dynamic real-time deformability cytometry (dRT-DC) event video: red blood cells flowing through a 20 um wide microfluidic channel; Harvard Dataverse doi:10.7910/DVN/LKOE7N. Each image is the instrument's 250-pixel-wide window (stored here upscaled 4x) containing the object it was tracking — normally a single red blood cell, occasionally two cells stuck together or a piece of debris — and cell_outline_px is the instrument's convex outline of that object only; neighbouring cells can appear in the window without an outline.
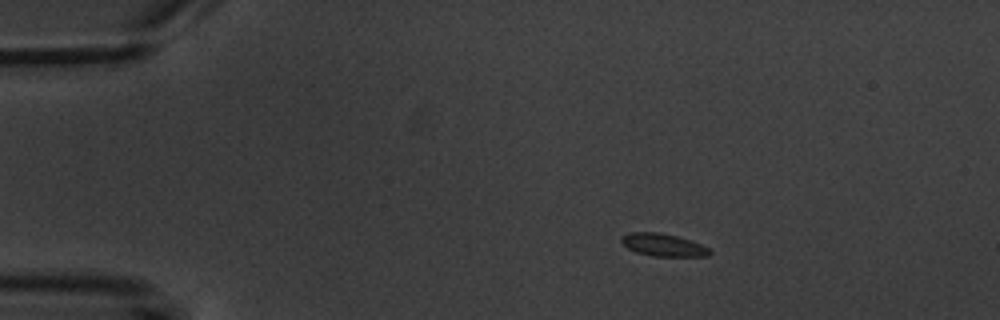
{"species": "common noctule bat (a hibernating species)", "species_latin": "Nyctalus noctula", "temperature_condition": "warm", "stored_images_in_passage": 4, "camera_frame_rate_fps": 3000, "um_per_image_px": 0.085, "animal": {"sex": "male", "body_mass_g": 20.1, "forearm_length_mm": 53.5}, "frame": {"image": 1, "passage_image": 3, "time_ms": 2.333, "image_size_px": [1000, 320], "cell_outline_px": [[712, 252], [708, 256], [652, 256], [636, 252], [628, 248], [620, 240], [620, 236], [632, 232], [660, 232], [692, 240], [708, 248]], "centroid_in_image_um": [56.36, 20.81], "position_along_channel_um": 28.6, "area_um2": 11.62}}